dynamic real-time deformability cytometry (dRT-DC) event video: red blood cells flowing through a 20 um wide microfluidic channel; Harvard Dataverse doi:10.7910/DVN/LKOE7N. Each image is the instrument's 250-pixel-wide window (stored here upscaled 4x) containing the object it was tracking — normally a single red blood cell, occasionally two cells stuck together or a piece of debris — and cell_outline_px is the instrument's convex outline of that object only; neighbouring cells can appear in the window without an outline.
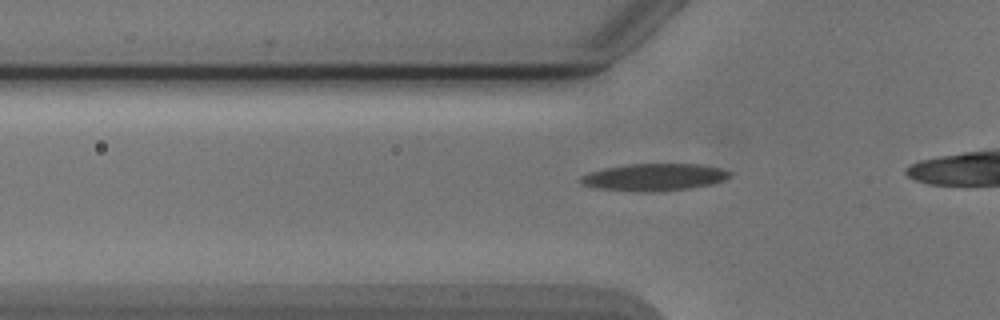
{"species": "Egyptian fruit bat (a non-hibernating species)", "species_latin": "Rousettus aegyptiacus", "temperature_condition": "cold", "stored_images_in_passage": 25, "camera_frame_rate_fps": 3000, "um_per_image_px": 0.085, "animal": {"sex": "male"}, "frame": {"image": 1, "passage_image": 3, "time_ms": 0.667, "image_size_px": [1000, 320], "cell_outline_px": [[732, 172], [724, 180], [712, 184], [688, 188], [652, 192], [644, 192], [600, 188], [584, 184], [580, 180], [580, 176], [588, 172], [604, 168], [628, 164], [700, 164], [720, 168]], "centroid_in_image_um": [55.61, 15.05], "position_along_channel_um": 70.2, "area_um2": 23.35}}
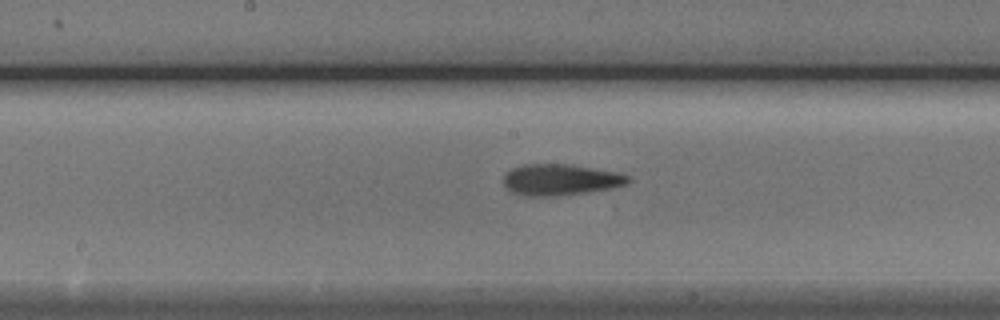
{"frame": {"image": 2, "passage_image": 13, "time_ms": 4.0, "image_size_px": [1000, 320], "cell_outline_px": [[632, 180], [628, 184], [612, 188], [556, 196], [528, 196], [512, 192], [504, 184], [504, 176], [512, 168], [524, 164], [572, 164], [616, 172], [628, 176]], "centroid_in_image_um": [47.66, 15.27], "position_along_channel_um": 200.5, "area_um2": 22.54}}
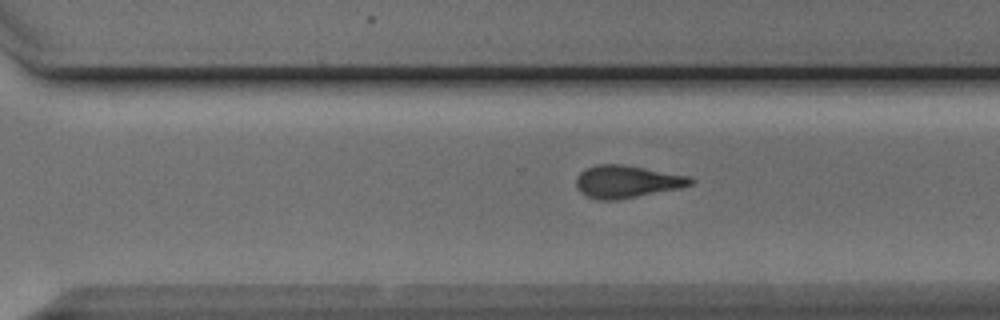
{"frame": {"image": 3, "passage_image": 22, "time_ms": 7.0, "image_size_px": [1000, 320], "cell_outline_px": [[696, 180], [692, 184], [680, 188], [616, 200], [600, 200], [588, 196], [580, 192], [576, 184], [576, 176], [580, 172], [596, 164], [620, 164], [688, 176]], "centroid_in_image_um": [53.26, 15.44], "position_along_channel_um": 317.3, "area_um2": 21.33}}